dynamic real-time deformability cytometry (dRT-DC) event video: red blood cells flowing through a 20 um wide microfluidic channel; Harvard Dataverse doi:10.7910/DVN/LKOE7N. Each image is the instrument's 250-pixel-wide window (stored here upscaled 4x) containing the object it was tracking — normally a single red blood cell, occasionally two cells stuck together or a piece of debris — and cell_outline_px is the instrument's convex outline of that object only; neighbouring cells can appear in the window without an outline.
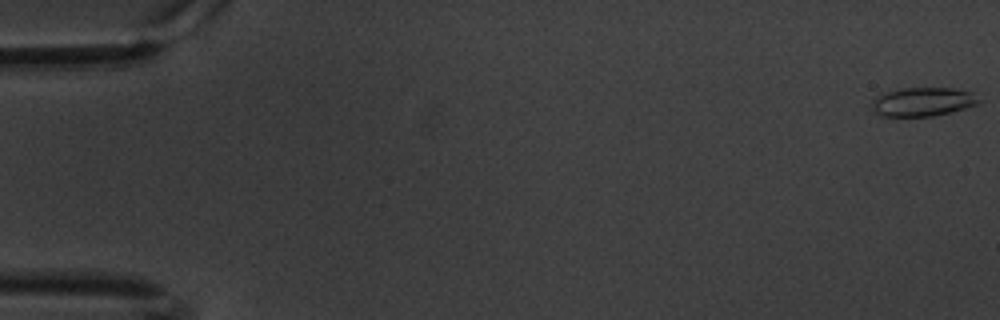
{"species": "common noctule bat (a hibernating species)", "species_latin": "Nyctalus noctula", "temperature_condition": "warm", "stored_images_in_passage": 61, "camera_frame_rate_fps": 3000, "um_per_image_px": 0.085, "animal": {"sex": "male", "body_mass_g": 20.1, "forearm_length_mm": 53.5}, "frame": {"image": 1, "passage_image": 1, "time_ms": 0.0, "image_size_px": [1000, 320], "cell_outline_px": [[980, 104], [932, 116], [880, 116], [872, 108], [872, 100], [884, 92], [900, 88], [952, 88], [972, 92], [980, 100]], "centroid_in_image_um": [78.43, 8.64], "position_along_channel_um": 6.6, "area_um2": 17.86}}
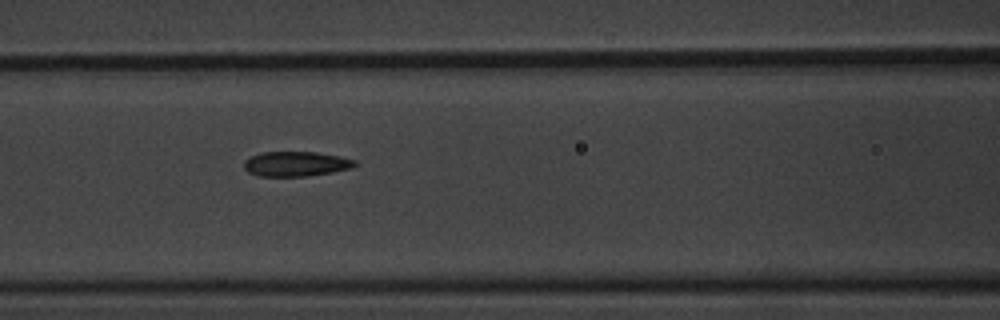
{"frame": {"image": 2, "passage_image": 27, "time_ms": 8.667, "image_size_px": [1000, 320], "cell_outline_px": [[356, 164], [352, 168], [332, 172], [308, 176], [260, 176], [248, 172], [244, 168], [244, 160], [260, 152], [316, 152], [340, 156], [356, 160]], "centroid_in_image_um": [25.16, 13.93], "position_along_channel_um": 141.4, "area_um2": 16.07}}
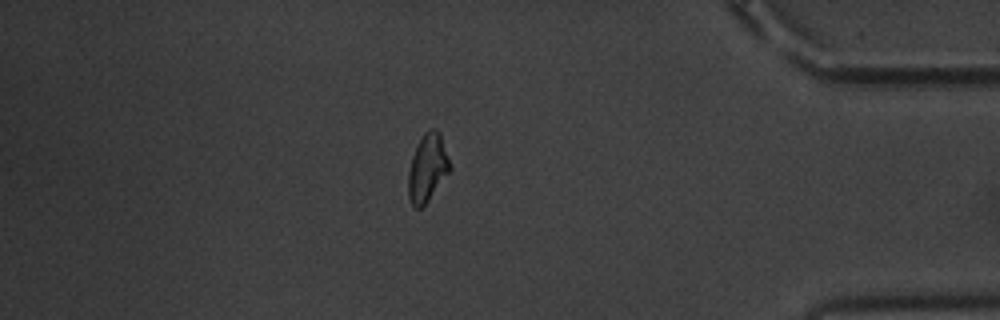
{"frame": {"image": 3, "passage_image": 53, "time_ms": 17.333, "image_size_px": [1000, 320], "cell_outline_px": [[452, 168], [424, 208], [416, 208], [412, 204], [408, 196], [408, 172], [412, 156], [424, 132], [428, 128], [436, 128], [440, 132]], "centroid_in_image_um": [36.35, 14.29], "position_along_channel_um": 398.9, "area_um2": 16.65}, "authors_computed_cell_mechanics": {"area_um2": 16.6464, "velocity_mm_per_s": 3.3511, "shape_relaxation_time_tau1_ms": 4.7036, "shape_relaxation_time_tau2_ms": 3.1336, "deformation_change_tau1": 0.1163, "deformation_change_tau2": 0.084}}